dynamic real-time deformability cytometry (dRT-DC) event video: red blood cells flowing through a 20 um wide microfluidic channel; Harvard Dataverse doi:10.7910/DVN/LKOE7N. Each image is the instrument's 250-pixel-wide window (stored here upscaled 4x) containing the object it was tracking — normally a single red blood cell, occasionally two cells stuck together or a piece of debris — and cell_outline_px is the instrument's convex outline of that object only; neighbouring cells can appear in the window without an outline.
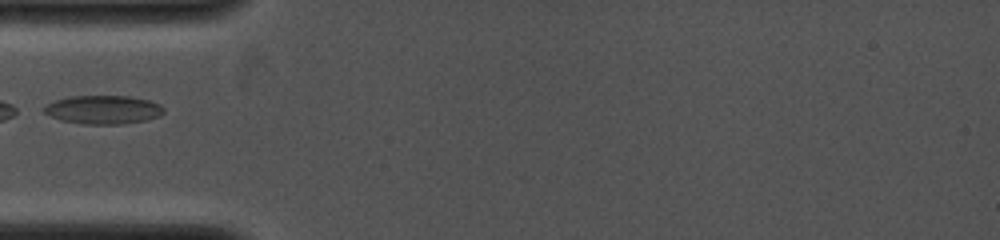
{"species": "common noctule bat (a hibernating species)", "species_latin": "Nyctalus noctula", "temperature_condition": "cold", "stored_images_in_passage": 2, "camera_frame_rate_fps": 4000, "um_per_image_px": 0.085, "animal": {"sex": "female", "body_mass_g": 19.0, "forearm_length_mm": 53.3}, "frame": {"image": 1, "passage_image": 1, "time_ms": 0.0, "image_size_px": [1000, 240], "cell_outline_px": [[164, 112], [160, 116], [148, 120], [120, 124], [80, 124], [60, 120], [44, 112], [40, 108], [44, 104], [56, 100], [72, 96], [128, 96], [148, 100], [160, 104], [164, 108]], "centroid_in_image_um": [8.76, 9.33], "position_along_channel_um": 76.2, "area_um2": 20.11}}